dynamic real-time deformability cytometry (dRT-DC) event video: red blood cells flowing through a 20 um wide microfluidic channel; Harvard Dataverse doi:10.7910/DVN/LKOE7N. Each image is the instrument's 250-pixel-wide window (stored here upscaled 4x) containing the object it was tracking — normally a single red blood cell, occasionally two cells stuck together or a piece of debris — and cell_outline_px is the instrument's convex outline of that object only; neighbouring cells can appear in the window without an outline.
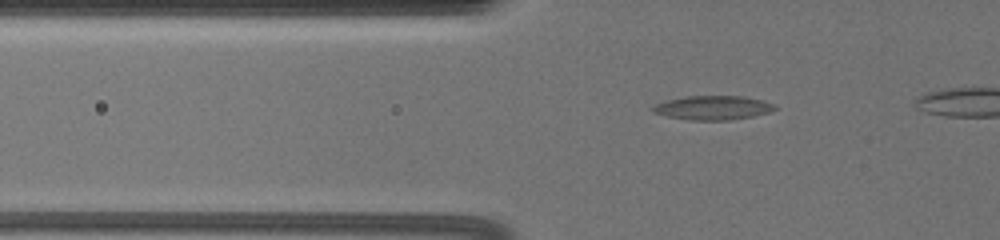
{"species": "common noctule bat (a hibernating species)", "species_latin": "Nyctalus noctula", "temperature_condition": "warm", "stored_images_in_passage": 49, "camera_frame_rate_fps": 3000, "um_per_image_px": 0.085, "animal": {"sex": "female", "body_mass_g": 19.5, "forearm_length_mm": 54.1}, "frame": {"image": 1, "passage_image": 15, "time_ms": 4.667, "image_size_px": [1000, 240], "cell_outline_px": [[776, 108], [768, 112], [752, 116], [728, 120], [688, 120], [668, 116], [656, 112], [652, 108], [656, 104], [668, 100], [688, 96], [740, 96], [760, 100], [776, 104]], "centroid_in_image_um": [60.62, 9.16], "position_along_channel_um": 65.2, "area_um2": 16.7}}
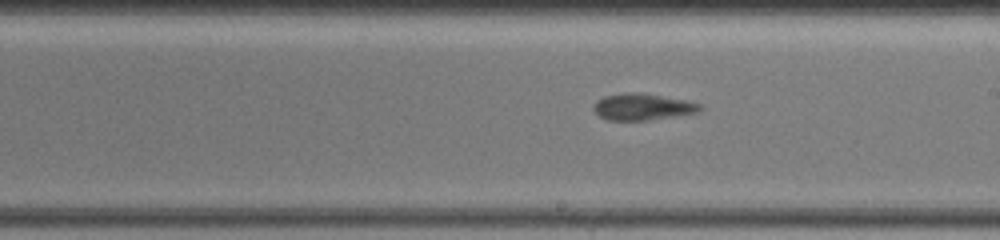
{"frame": {"image": 2, "passage_image": 31, "time_ms": 10.0, "image_size_px": [1000, 240], "cell_outline_px": [[700, 108], [696, 112], [648, 120], [608, 120], [600, 116], [596, 112], [596, 104], [604, 96], [624, 92], [632, 92], [684, 100], [700, 104]], "centroid_in_image_um": [54.59, 9.09], "position_along_channel_um": 234.4, "area_um2": 15.66}}
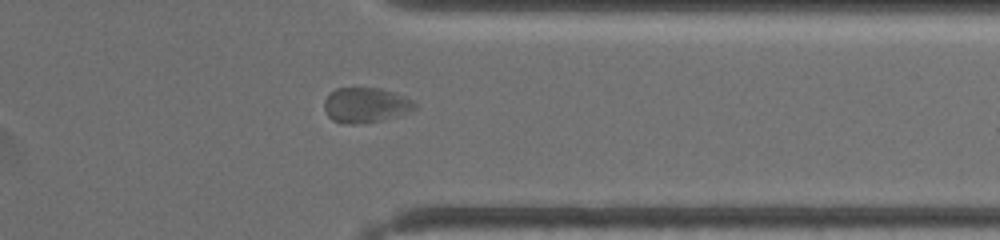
{"frame": {"image": 3, "passage_image": 44, "time_ms": 14.333, "image_size_px": [1000, 240], "cell_outline_px": [[416, 108], [380, 120], [356, 124], [344, 124], [332, 120], [328, 116], [324, 108], [324, 100], [336, 88], [380, 88], [412, 100], [416, 104]], "centroid_in_image_um": [31.0, 8.93], "position_along_channel_um": 380.4, "area_um2": 17.98}}